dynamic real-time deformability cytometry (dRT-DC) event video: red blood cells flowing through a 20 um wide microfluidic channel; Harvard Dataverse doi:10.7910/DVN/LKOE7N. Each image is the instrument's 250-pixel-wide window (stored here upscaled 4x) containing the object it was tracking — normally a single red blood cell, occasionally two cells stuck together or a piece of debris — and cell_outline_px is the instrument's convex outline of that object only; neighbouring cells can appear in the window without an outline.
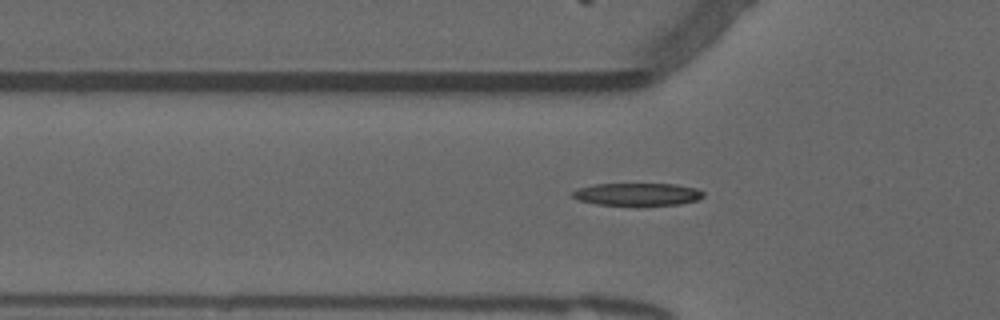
{"species": "common noctule bat (a hibernating species)", "species_latin": "Nyctalus noctula", "temperature_condition": "warm", "stored_images_in_passage": 51, "camera_frame_rate_fps": 3000, "um_per_image_px": 0.085, "animal": {"sex": "male", "forearm_length_mm": 52.5}, "frame": {"image": 1, "passage_image": 18, "time_ms": 5.667, "image_size_px": [1000, 320], "cell_outline_px": [[704, 196], [696, 200], [680, 204], [636, 208], [596, 204], [580, 200], [572, 196], [572, 192], [580, 188], [596, 184], [676, 184], [696, 188], [704, 192]], "centroid_in_image_um": [54.21, 16.56], "position_along_channel_um": 71.6, "area_um2": 17.92}}
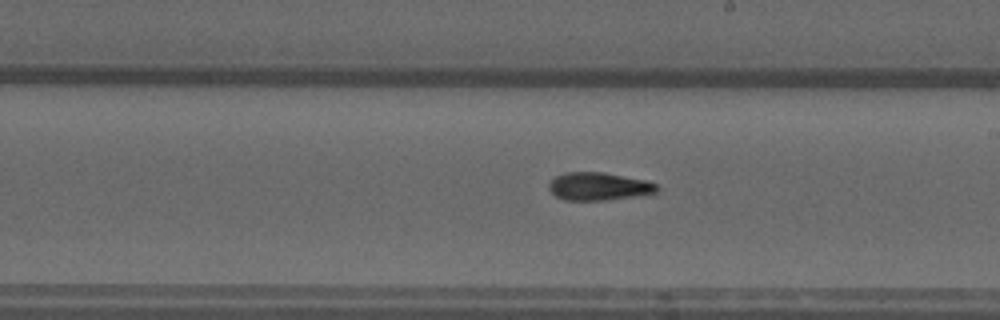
{"frame": {"image": 2, "passage_image": 31, "time_ms": 10.0, "image_size_px": [1000, 320], "cell_outline_px": [[660, 188], [656, 192], [632, 196], [604, 200], [564, 200], [556, 196], [548, 188], [548, 184], [556, 176], [564, 172], [604, 172], [644, 180], [660, 184]], "centroid_in_image_um": [50.88, 15.83], "position_along_channel_um": 238.1, "area_um2": 17.46}}
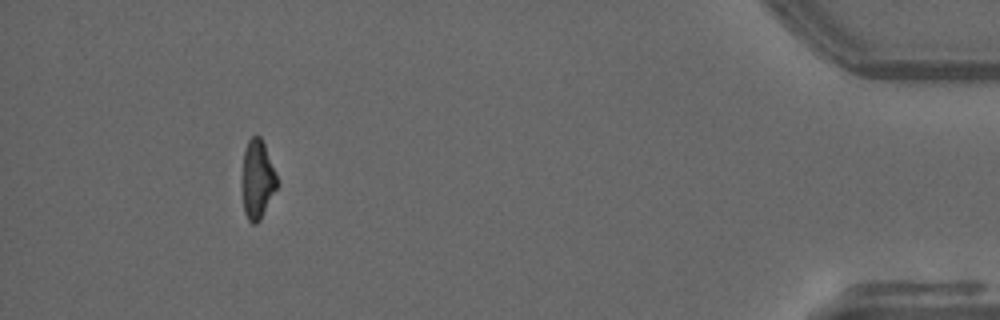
{"frame": {"image": 3, "passage_image": 50, "time_ms": 16.333, "image_size_px": [1000, 320], "cell_outline_px": [[276, 188], [260, 220], [256, 224], [252, 224], [248, 220], [244, 212], [240, 180], [244, 152], [248, 140], [252, 136], [260, 136], [264, 144], [276, 172]], "centroid_in_image_um": [21.83, 15.26], "position_along_channel_um": 413.4, "area_um2": 16.18}}